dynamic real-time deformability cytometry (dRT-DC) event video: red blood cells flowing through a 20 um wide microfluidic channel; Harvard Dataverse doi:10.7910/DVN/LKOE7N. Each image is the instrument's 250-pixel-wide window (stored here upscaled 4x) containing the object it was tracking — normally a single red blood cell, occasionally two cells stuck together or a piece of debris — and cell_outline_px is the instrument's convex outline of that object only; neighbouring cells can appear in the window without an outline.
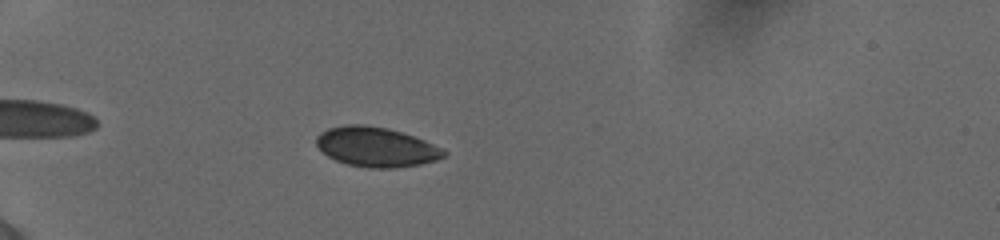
{"species": "human", "species_latin": "Homo sapiens", "temperature_condition": "cold", "stored_images_in_passage": 44, "camera_frame_rate_fps": 3000, "um_per_image_px": 0.085, "donor": {"sex": "female"}, "frame": {"image": 1, "passage_image": 7, "time_ms": 2.0, "image_size_px": [1000, 240], "cell_outline_px": [[448, 152], [444, 156], [436, 160], [420, 164], [396, 168], [368, 168], [348, 164], [336, 160], [328, 156], [316, 144], [316, 136], [320, 132], [328, 128], [344, 124], [364, 124], [388, 128], [424, 140], [444, 148]], "centroid_in_image_um": [31.98, 12.48], "position_along_channel_um": 53.0, "area_um2": 29.54}}
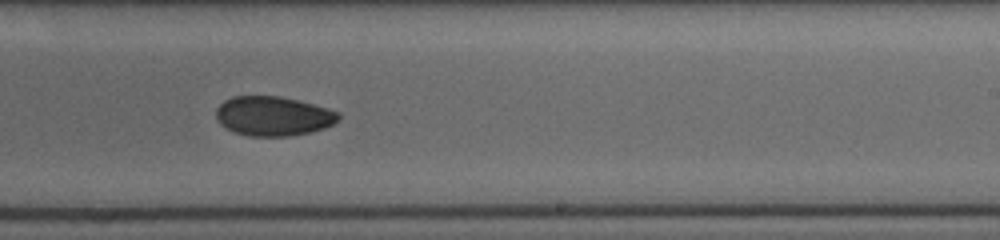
{"frame": {"image": 2, "passage_image": 26, "time_ms": 8.333, "image_size_px": [1000, 240], "cell_outline_px": [[340, 120], [324, 128], [292, 136], [248, 136], [232, 132], [220, 124], [216, 116], [216, 108], [224, 100], [232, 96], [280, 96], [328, 108], [340, 112]], "centroid_in_image_um": [23.21, 9.87], "position_along_channel_um": 265.8, "area_um2": 28.26}}
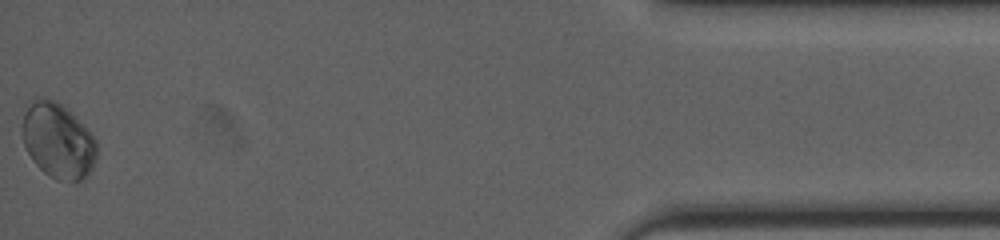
{"frame": {"image": 3, "passage_image": 44, "time_ms": 14.333, "image_size_px": [1000, 240], "cell_outline_px": [[96, 160], [88, 176], [84, 180], [56, 180], [48, 176], [32, 160], [24, 144], [20, 132], [20, 124], [24, 112], [32, 100], [36, 96], [44, 96], [56, 100], [68, 108], [72, 112], [96, 140]], "centroid_in_image_um": [4.89, 11.92], "position_along_channel_um": 430.3, "area_um2": 33.29}, "authors_computed_cell_mechanics": {"area_um2": 28.7266, "velocity_mm_per_s": 3.8756, "shape_relaxation_time_tau1_ms": 4.4567, "shape_relaxation_time_tau2_ms": null, "deformation_change_tau1": 0.0665, "deformation_change_tau2": null}}